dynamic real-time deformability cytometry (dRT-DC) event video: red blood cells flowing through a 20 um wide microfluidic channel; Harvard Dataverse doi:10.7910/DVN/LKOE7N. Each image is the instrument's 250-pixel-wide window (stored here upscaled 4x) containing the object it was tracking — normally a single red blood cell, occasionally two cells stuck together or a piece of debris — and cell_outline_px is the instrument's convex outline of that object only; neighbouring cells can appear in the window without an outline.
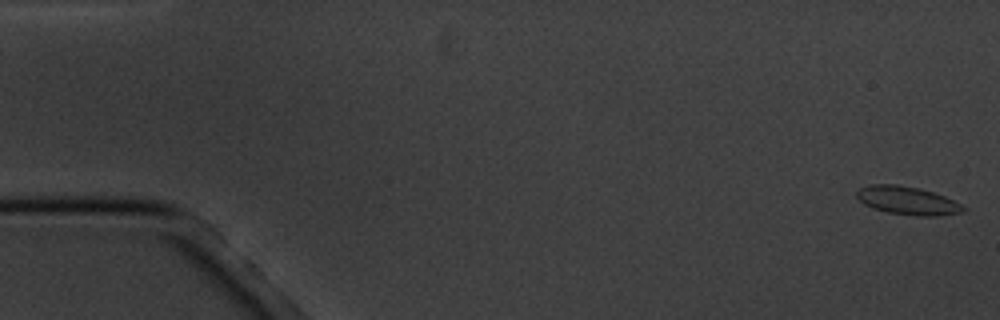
{"species": "common noctule bat (a hibernating species)", "species_latin": "Nyctalus noctula", "temperature_condition": "cold", "stored_images_in_passage": 6, "camera_frame_rate_fps": 3000, "um_per_image_px": 0.085, "animal": {"sex": "male", "body_mass_g": 20.1, "forearm_length_mm": 53.5}, "frame": {"image": 1, "passage_image": 1, "time_ms": 0.0, "image_size_px": [1000, 320], "cell_outline_px": [[968, 208], [964, 212], [936, 216], [916, 216], [888, 212], [872, 208], [864, 204], [856, 196], [856, 192], [860, 188], [872, 184], [896, 184], [920, 188], [944, 196]], "centroid_in_image_um": [77.14, 17.05], "position_along_channel_um": 7.9, "area_um2": 17.51}}
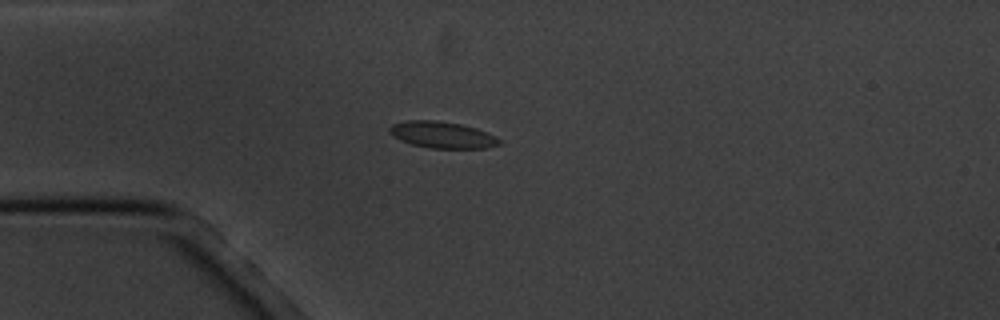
{"frame": {"image": 2, "passage_image": 5, "time_ms": 4.667, "image_size_px": [1000, 320], "cell_outline_px": [[500, 144], [488, 148], [428, 148], [412, 144], [400, 140], [392, 136], [388, 132], [388, 128], [392, 124], [408, 120], [436, 120], [460, 124], [476, 128], [496, 136], [500, 140]], "centroid_in_image_um": [37.56, 11.46], "position_along_channel_um": 47.4, "area_um2": 17.05}}
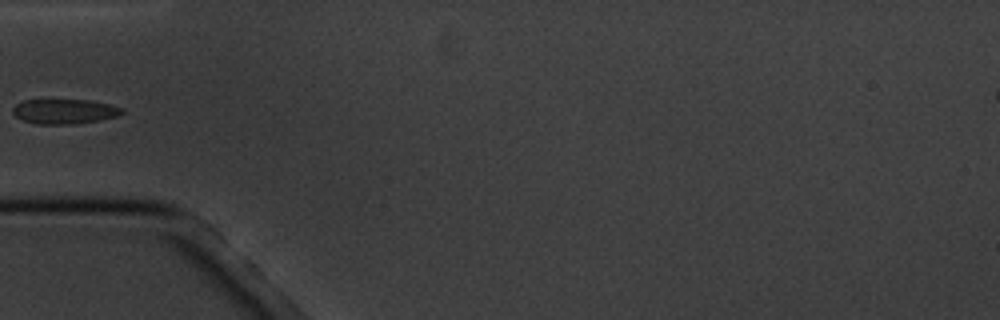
{"frame": {"image": 3, "passage_image": 6, "time_ms": 6.0, "image_size_px": [1000, 320], "cell_outline_px": [[124, 112], [116, 116], [76, 124], [36, 124], [24, 120], [16, 116], [12, 112], [12, 108], [16, 104], [24, 100], [88, 100], [108, 104], [124, 108]], "centroid_in_image_um": [5.46, 9.47], "position_along_channel_um": 79.5, "area_um2": 15.61}}